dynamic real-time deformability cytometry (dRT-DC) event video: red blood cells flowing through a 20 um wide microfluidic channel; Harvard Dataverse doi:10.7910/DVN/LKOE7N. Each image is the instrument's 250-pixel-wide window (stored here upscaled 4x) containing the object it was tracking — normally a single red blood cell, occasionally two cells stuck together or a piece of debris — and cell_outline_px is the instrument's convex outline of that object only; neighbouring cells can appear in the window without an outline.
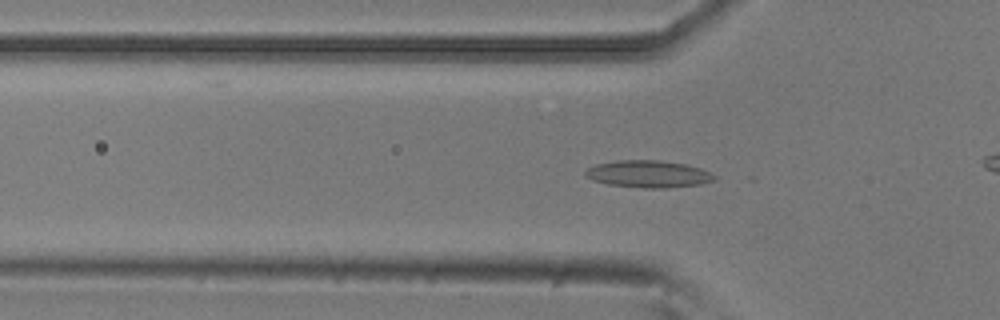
{"species": "common noctule bat (a hibernating species)", "species_latin": "Nyctalus noctula", "temperature_condition": "room temperature", "stored_images_in_passage": 34, "segment_of_instrument_passage": [1, 2], "camera_frame_rate_fps": 3000, "um_per_image_px": 0.085, "animal": {"sex": "male", "body_mass_g": 20.5, "forearm_length_mm": 52.5}, "frame": {"image": 1, "passage_image": 17, "time_ms": 5.333, "image_size_px": [1000, 320], "cell_outline_px": [[716, 180], [700, 184], [664, 188], [644, 188], [608, 184], [592, 180], [584, 176], [584, 172], [588, 168], [596, 164], [616, 160], [660, 160], [688, 164], [700, 168], [716, 176]], "centroid_in_image_um": [55.09, 14.78], "position_along_channel_um": 70.7, "area_um2": 20.46}}
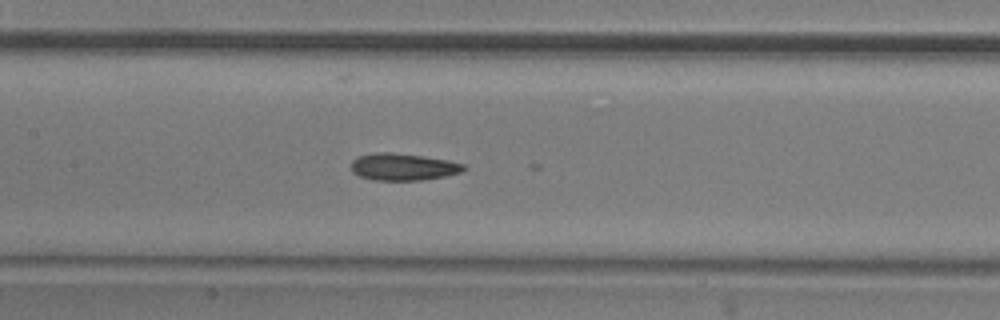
{"frame": {"image": 2, "passage_image": 25, "time_ms": 8.0, "image_size_px": [1000, 320], "cell_outline_px": [[468, 168], [460, 172], [444, 176], [420, 180], [376, 180], [360, 176], [352, 172], [352, 160], [356, 156], [376, 152], [392, 152], [424, 156], [448, 160], [464, 164]], "centroid_in_image_um": [34.26, 14.17], "position_along_channel_um": 173.1, "area_um2": 17.74}}
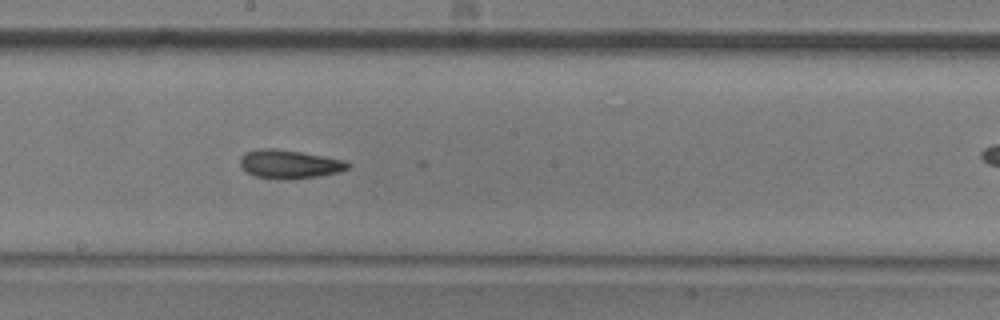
{"frame": {"image": 3, "passage_image": 29, "time_ms": 9.333, "image_size_px": [1000, 320], "cell_outline_px": [[352, 164], [348, 168], [340, 172], [320, 176], [280, 180], [256, 176], [248, 172], [240, 164], [240, 156], [244, 152], [256, 148], [276, 148], [300, 152], [344, 160]], "centroid_in_image_um": [24.58, 13.94], "position_along_channel_um": 223.6, "area_um2": 18.03}}